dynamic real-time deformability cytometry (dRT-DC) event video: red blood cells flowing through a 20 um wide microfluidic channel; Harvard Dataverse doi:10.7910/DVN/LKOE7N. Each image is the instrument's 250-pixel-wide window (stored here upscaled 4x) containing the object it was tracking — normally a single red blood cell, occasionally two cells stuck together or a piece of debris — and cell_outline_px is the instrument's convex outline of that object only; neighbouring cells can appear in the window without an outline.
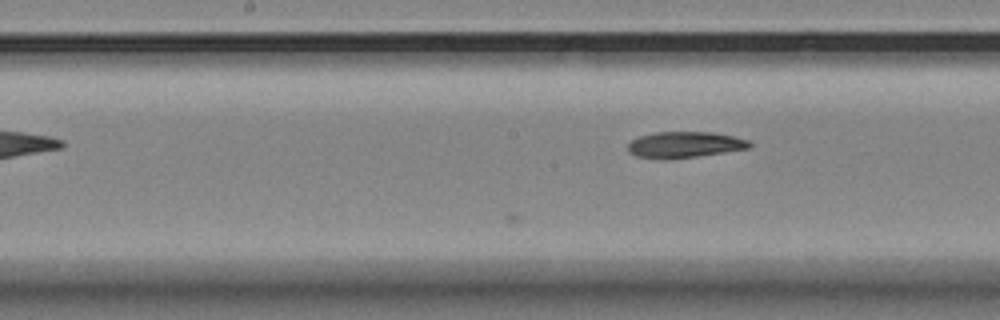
{"species": "Egyptian fruit bat (a non-hibernating species)", "species_latin": "Rousettus aegyptiacus", "temperature_condition": "room temperature", "stored_images_in_passage": 11, "camera_frame_rate_fps": 3000, "um_per_image_px": 0.085, "animal": {"sex": "female"}, "frame": {"image": 1, "passage_image": 11, "time_ms": 3.333, "image_size_px": [1000, 320], "cell_outline_px": [[752, 148], [668, 160], [636, 156], [628, 152], [628, 144], [632, 140], [640, 136], [656, 132], [712, 132], [752, 140]], "centroid_in_image_um": [58.22, 12.3], "position_along_channel_um": 190.0, "area_um2": 18.61}}